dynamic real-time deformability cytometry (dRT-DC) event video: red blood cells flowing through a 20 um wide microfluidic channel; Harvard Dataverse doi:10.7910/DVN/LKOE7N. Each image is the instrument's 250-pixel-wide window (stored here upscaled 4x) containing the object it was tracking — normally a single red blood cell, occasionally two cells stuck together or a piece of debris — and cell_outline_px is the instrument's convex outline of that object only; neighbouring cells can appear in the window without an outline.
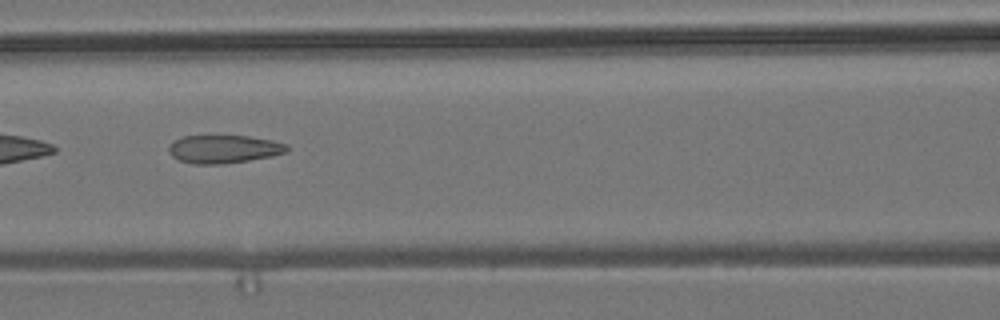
{"species": "common noctule bat (a hibernating species)", "species_latin": "Nyctalus noctula", "temperature_condition": "room temperature", "stored_images_in_passage": 8, "camera_frame_rate_fps": 3000, "um_per_image_px": 0.085, "animal": {"sex": "male", "body_mass_g": 19.2, "forearm_length_mm": 51.8}, "frame": {"image": 1, "passage_image": 6, "time_ms": 5.667, "image_size_px": [1000, 320], "cell_outline_px": [[288, 152], [272, 156], [224, 164], [192, 164], [180, 160], [172, 156], [168, 152], [168, 148], [176, 140], [184, 136], [248, 136], [272, 140], [288, 144]], "centroid_in_image_um": [19.05, 12.68], "position_along_channel_um": 147.5, "area_um2": 19.31}}
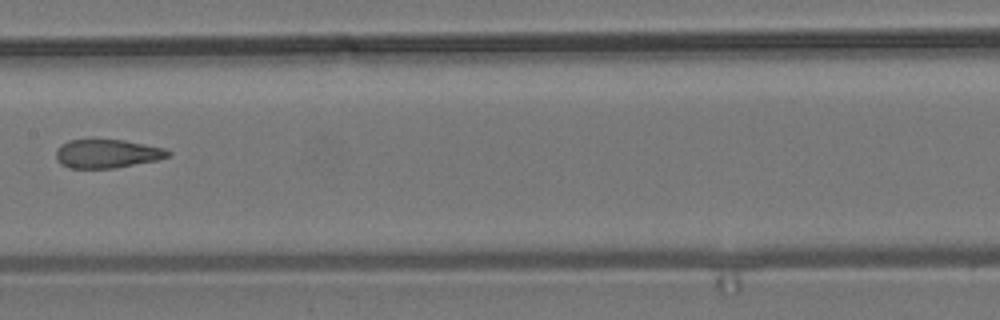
{"frame": {"image": 2, "passage_image": 7, "time_ms": 7.0, "image_size_px": [1000, 320], "cell_outline_px": [[172, 156], [156, 160], [112, 168], [68, 168], [60, 164], [56, 160], [56, 152], [68, 140], [124, 140], [164, 148], [172, 152]], "centroid_in_image_um": [9.12, 13.07], "position_along_channel_um": 198.3, "area_um2": 18.5}}
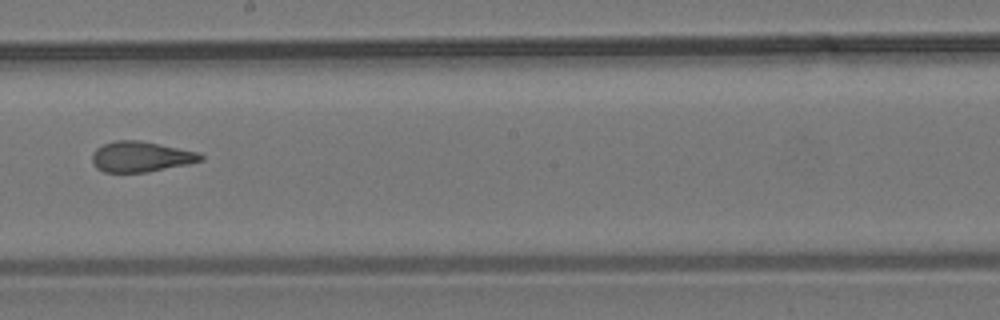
{"frame": {"image": 3, "passage_image": 8, "time_ms": 8.0, "image_size_px": [1000, 320], "cell_outline_px": [[204, 160], [188, 164], [144, 172], [104, 172], [96, 168], [92, 164], [92, 152], [96, 148], [104, 144], [116, 140], [136, 140], [160, 144], [200, 152], [204, 156]], "centroid_in_image_um": [11.97, 13.31], "position_along_channel_um": 236.2, "area_um2": 19.31}}